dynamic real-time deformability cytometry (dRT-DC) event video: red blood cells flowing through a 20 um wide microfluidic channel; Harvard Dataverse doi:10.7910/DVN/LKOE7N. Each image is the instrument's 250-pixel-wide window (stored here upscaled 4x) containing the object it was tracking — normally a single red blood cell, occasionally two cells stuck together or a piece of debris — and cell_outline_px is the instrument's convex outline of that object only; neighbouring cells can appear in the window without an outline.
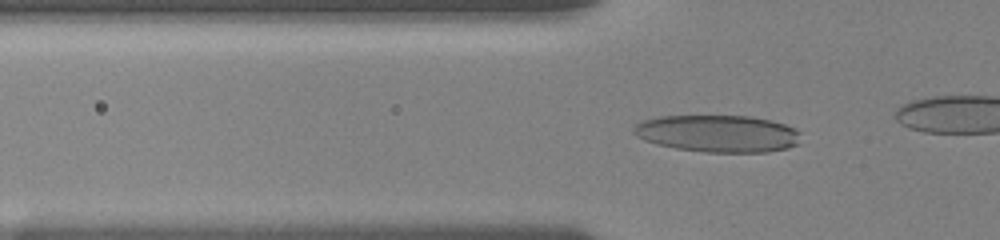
{"species": "human", "species_latin": "Homo sapiens", "temperature_condition": "room temperature", "stored_images_in_passage": 42, "camera_frame_rate_fps": 3000, "um_per_image_px": 0.085, "donor": {"sex": "female"}, "frame": {"image": 1, "passage_image": 8, "time_ms": 3.667, "image_size_px": [1000, 240], "cell_outline_px": [[800, 132], [796, 144], [788, 148], [768, 152], [704, 152], [676, 148], [656, 144], [644, 140], [636, 136], [632, 132], [632, 128], [640, 120], [660, 116], [752, 116], [772, 120], [784, 124]], "centroid_in_image_um": [60.96, 11.35], "position_along_channel_um": 64.8, "area_um2": 36.24}}
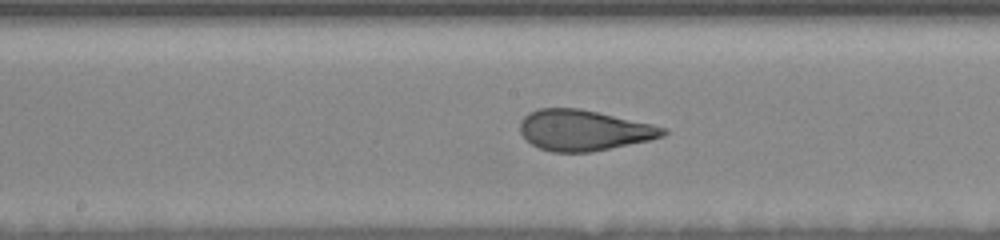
{"frame": {"image": 2, "passage_image": 21, "time_ms": 7.333, "image_size_px": [1000, 240], "cell_outline_px": [[668, 132], [664, 136], [648, 140], [592, 152], [552, 152], [540, 148], [532, 144], [520, 132], [520, 124], [524, 116], [528, 112], [540, 108], [580, 108], [652, 124], [668, 128]], "centroid_in_image_um": [49.63, 11.07], "position_along_channel_um": 198.6, "area_um2": 33.81}}
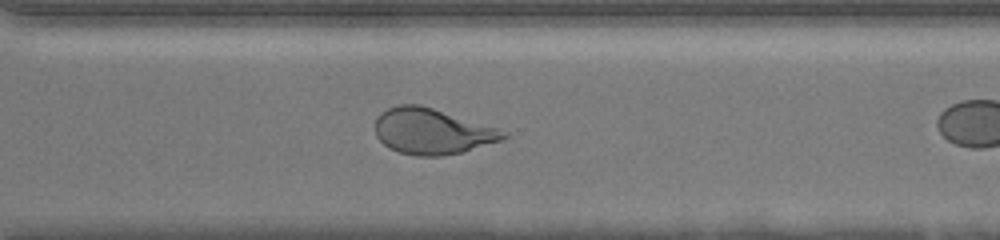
{"frame": {"image": 3, "passage_image": 37, "time_ms": 11.0, "image_size_px": [1000, 240], "cell_outline_px": [[508, 136], [500, 140], [464, 152], [440, 156], [416, 156], [400, 152], [388, 148], [376, 136], [376, 116], [380, 112], [388, 108], [400, 104], [420, 104], [496, 128], [508, 132]], "centroid_in_image_um": [36.69, 11.17], "position_along_channel_um": 333.9, "area_um2": 33.99}}